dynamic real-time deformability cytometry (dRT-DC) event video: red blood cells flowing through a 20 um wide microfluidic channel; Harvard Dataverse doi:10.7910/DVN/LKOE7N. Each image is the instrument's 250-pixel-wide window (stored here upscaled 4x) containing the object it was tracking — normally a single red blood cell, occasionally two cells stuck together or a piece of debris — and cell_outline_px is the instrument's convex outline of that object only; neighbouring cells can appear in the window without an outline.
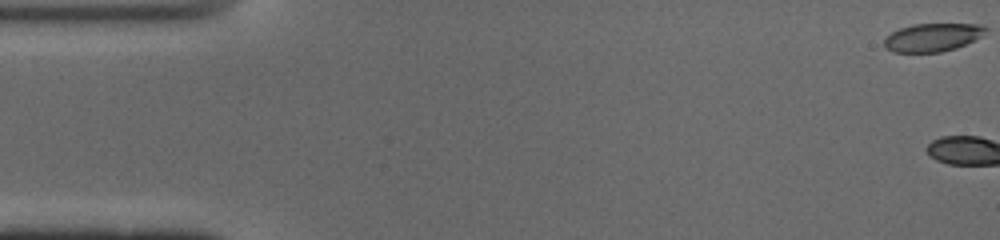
{"species": "common noctule bat (a hibernating species)", "species_latin": "Nyctalus noctula", "temperature_condition": "cold", "stored_images_in_passage": 3, "camera_frame_rate_fps": 3000, "um_per_image_px": 0.085, "animal": {"sex": "male", "body_mass_g": 19.0, "forearm_length_mm": 50.8}, "frame": {"image": 1, "passage_image": 1, "time_ms": 0.0, "image_size_px": [1000, 240], "cell_outline_px": [[984, 28], [972, 40], [964, 44], [952, 48], [936, 52], [900, 52], [888, 48], [888, 36], [904, 28], [920, 24], [968, 24]], "centroid_in_image_um": [79.23, 3.18], "position_along_channel_um": 5.8, "area_um2": 14.97}}